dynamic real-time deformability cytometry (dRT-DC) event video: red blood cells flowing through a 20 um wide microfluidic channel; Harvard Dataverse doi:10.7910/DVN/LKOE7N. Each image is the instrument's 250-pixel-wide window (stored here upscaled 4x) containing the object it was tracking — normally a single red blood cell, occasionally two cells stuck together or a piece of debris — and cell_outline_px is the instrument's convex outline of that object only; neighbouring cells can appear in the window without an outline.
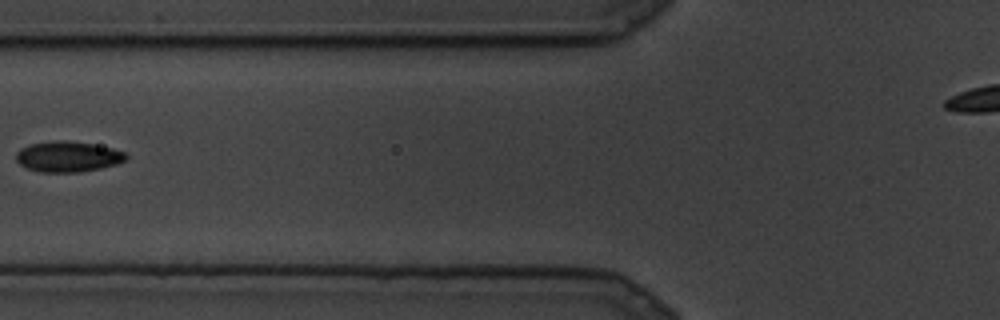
{"species": "common noctule bat (a hibernating species)", "species_latin": "Nyctalus noctula", "temperature_condition": "cold", "stored_images_in_passage": 17, "camera_frame_rate_fps": 3000, "um_per_image_px": 0.085, "animal": {"sex": "male", "body_mass_g": 19.5, "forearm_length_mm": 54.6}, "frame": {"image": 1, "passage_image": 3, "time_ms": 0.667, "image_size_px": [1000, 320], "cell_outline_px": [[128, 156], [124, 160], [116, 164], [100, 168], [80, 172], [40, 172], [28, 168], [20, 164], [16, 160], [16, 152], [20, 148], [28, 144], [56, 140], [64, 140], [92, 144], [112, 148], [124, 152]], "centroid_in_image_um": [5.73, 13.31], "position_along_channel_um": 120.1, "area_um2": 19.54}}
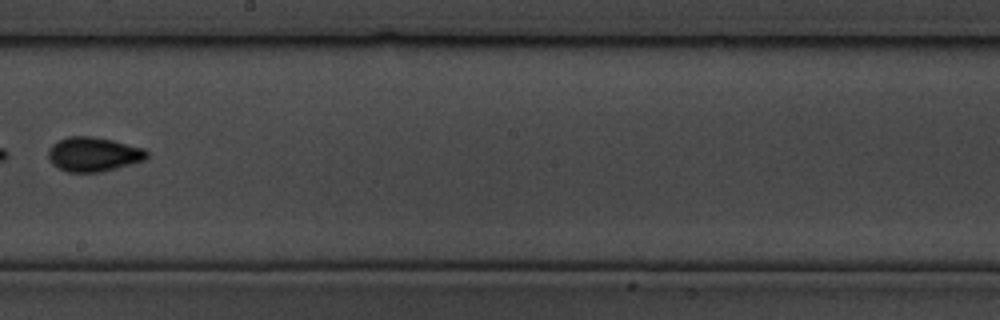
{"frame": {"image": 2, "passage_image": 8, "time_ms": 2.333, "image_size_px": [1000, 320], "cell_outline_px": [[148, 156], [144, 160], [116, 168], [100, 172], [68, 172], [52, 164], [48, 156], [48, 148], [52, 144], [68, 136], [88, 136], [112, 140], [144, 148], [148, 152]], "centroid_in_image_um": [7.93, 13.11], "position_along_channel_um": 240.3, "area_um2": 19.59}}
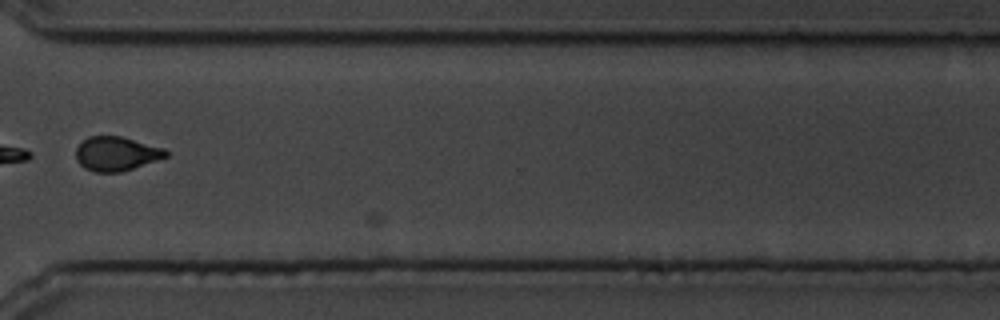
{"frame": {"image": 3, "passage_image": 12, "time_ms": 3.667, "image_size_px": [1000, 320], "cell_outline_px": [[168, 156], [120, 172], [96, 172], [84, 168], [76, 160], [76, 148], [88, 136], [120, 136], [164, 148], [168, 152]], "centroid_in_image_um": [9.86, 13.06], "position_along_channel_um": 360.7, "area_um2": 17.69}}